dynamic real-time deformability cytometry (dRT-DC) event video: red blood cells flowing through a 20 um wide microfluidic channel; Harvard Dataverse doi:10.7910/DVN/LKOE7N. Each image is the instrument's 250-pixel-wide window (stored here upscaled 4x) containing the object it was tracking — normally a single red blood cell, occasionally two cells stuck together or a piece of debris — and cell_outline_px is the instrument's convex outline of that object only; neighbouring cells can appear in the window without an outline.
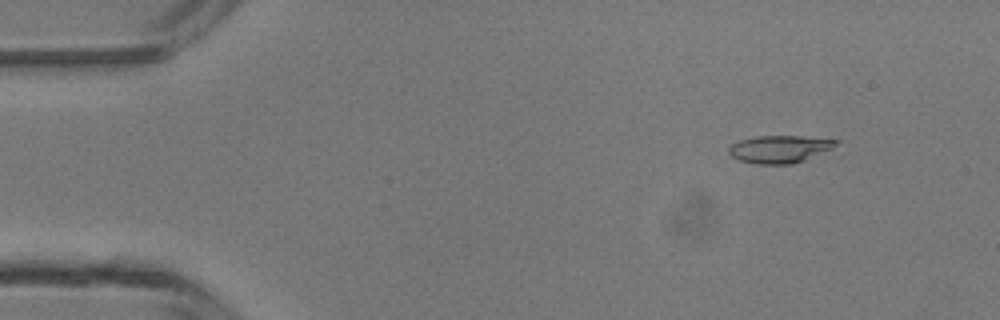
{"species": "common noctule bat (a hibernating species)", "species_latin": "Nyctalus noctula", "temperature_condition": "room temperature", "stored_images_in_passage": 4, "camera_frame_rate_fps": 3000, "um_per_image_px": 0.085, "animal": {"sex": "male", "body_mass_g": 13.3}, "frame": {"image": 1, "passage_image": 1, "time_ms": 0.0, "image_size_px": [1000, 320], "cell_outline_px": [[840, 140], [832, 148], [804, 160], [792, 164], [756, 164], [740, 160], [732, 156], [728, 152], [728, 148], [732, 144], [740, 140], [756, 136], [800, 136]], "centroid_in_image_um": [66.24, 12.67], "position_along_channel_um": 18.8, "area_um2": 16.99}}
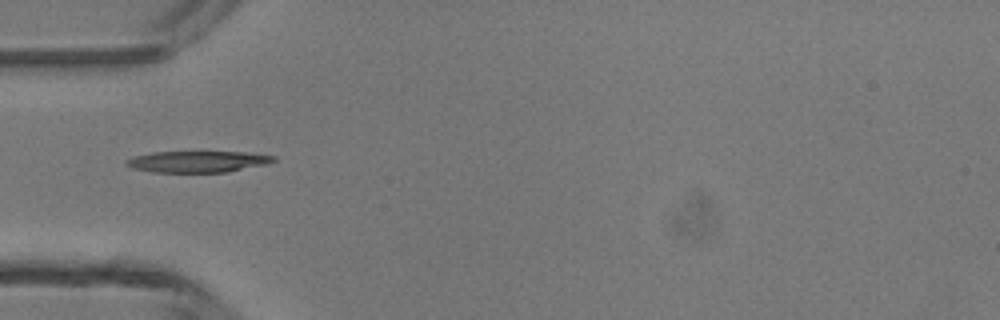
{"frame": {"image": 2, "passage_image": 4, "time_ms": 3.333, "image_size_px": [1000, 320], "cell_outline_px": [[276, 160], [264, 164], [228, 172], [152, 172], [132, 168], [124, 164], [124, 160], [136, 156], [152, 152], [244, 152], [276, 156]], "centroid_in_image_um": [16.76, 13.74], "position_along_channel_um": 68.2, "area_um2": 18.21}}